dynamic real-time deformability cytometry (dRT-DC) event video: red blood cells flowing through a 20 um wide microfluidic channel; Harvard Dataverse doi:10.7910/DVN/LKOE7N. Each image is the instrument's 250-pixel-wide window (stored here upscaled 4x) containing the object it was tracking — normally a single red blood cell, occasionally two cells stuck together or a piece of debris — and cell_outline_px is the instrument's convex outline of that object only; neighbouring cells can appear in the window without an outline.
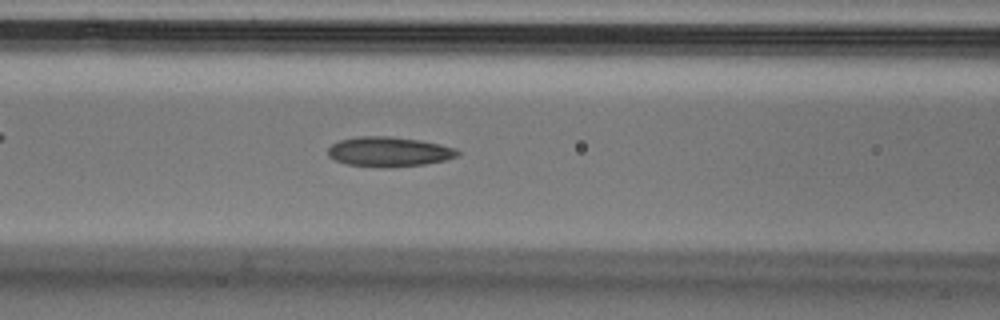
{"species": "Egyptian fruit bat (a non-hibernating species)", "species_latin": "Rousettus aegyptiacus", "temperature_condition": "cold", "stored_images_in_passage": 51, "camera_frame_rate_fps": 3000, "um_per_image_px": 0.085, "animal": {"sex": "male"}, "frame": {"image": 1, "passage_image": 20, "time_ms": 6.333, "image_size_px": [1000, 320], "cell_outline_px": [[460, 156], [444, 160], [424, 164], [388, 168], [380, 168], [348, 164], [336, 160], [328, 156], [328, 148], [332, 144], [340, 140], [356, 136], [388, 136], [420, 140], [440, 144], [456, 148], [460, 152]], "centroid_in_image_um": [33.07, 12.9], "position_along_channel_um": 133.5, "area_um2": 22.66}}
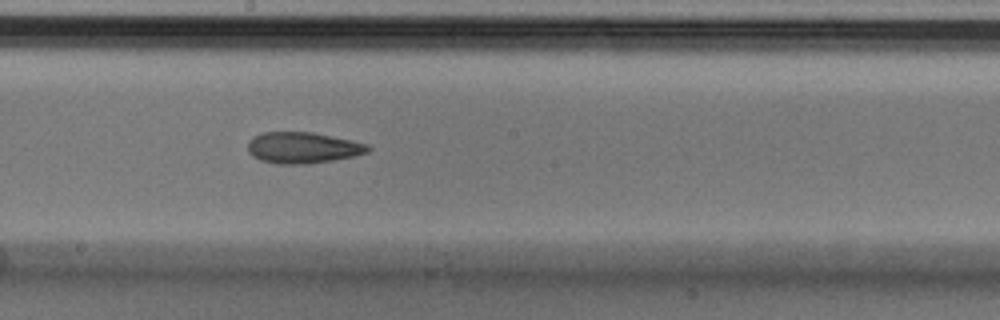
{"frame": {"image": 2, "passage_image": 27, "time_ms": 8.667, "image_size_px": [1000, 320], "cell_outline_px": [[372, 148], [368, 152], [356, 156], [308, 164], [276, 164], [260, 160], [252, 156], [248, 152], [248, 140], [252, 136], [264, 132], [312, 132], [352, 140], [368, 144]], "centroid_in_image_um": [25.73, 12.56], "position_along_channel_um": 222.5, "area_um2": 22.08}}
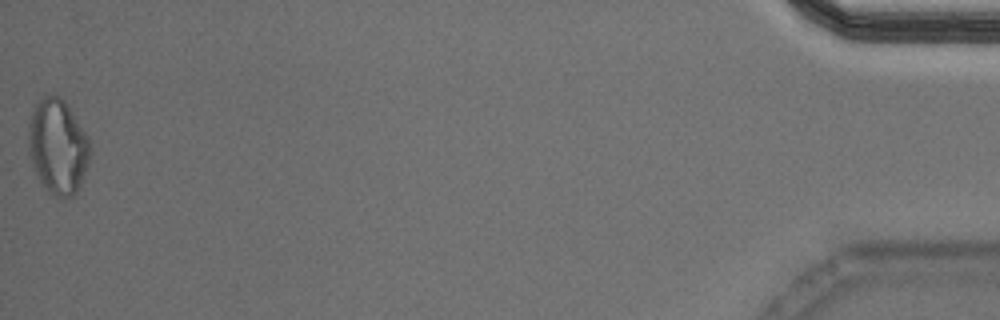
{"frame": {"image": 3, "passage_image": 51, "time_ms": 16.667, "image_size_px": [1000, 320], "cell_outline_px": [[92, 152], [88, 164], [80, 184], [76, 192], [72, 196], [56, 196], [48, 192], [36, 176], [32, 168], [28, 152], [28, 124], [32, 112], [36, 104], [44, 96], [60, 96], [64, 100], [88, 136], [92, 144]], "centroid_in_image_um": [4.91, 12.47], "position_along_channel_um": 430.3, "area_um2": 34.33}, "authors_computed_cell_mechanics": {"area_um2": 22.253, "velocity_mm_per_s": 3.8171, "shape_relaxation_time_tau1_ms": null, "shape_relaxation_time_tau2_ms": 5.2269, "deformation_change_tau1": null, "deformation_change_tau2": 0.1329}}